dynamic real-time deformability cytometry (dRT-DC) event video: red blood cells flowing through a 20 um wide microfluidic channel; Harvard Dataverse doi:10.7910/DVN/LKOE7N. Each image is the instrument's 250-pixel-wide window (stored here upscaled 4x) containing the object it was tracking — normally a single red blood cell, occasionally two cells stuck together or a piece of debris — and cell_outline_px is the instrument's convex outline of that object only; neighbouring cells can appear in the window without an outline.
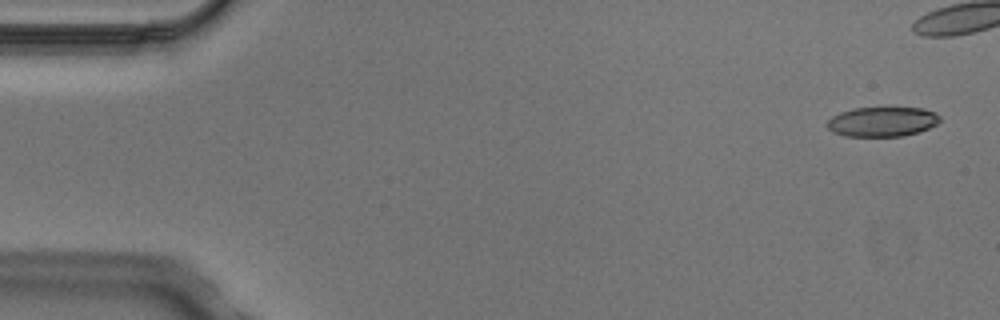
{"species": "Egyptian fruit bat (a non-hibernating species)", "species_latin": "Rousettus aegyptiacus", "temperature_condition": "cold", "stored_images_in_passage": 5, "camera_frame_rate_fps": 3000, "um_per_image_px": 0.085, "animal": {"sex": "male"}, "frame": {"image": 1, "passage_image": 1, "time_ms": 0.0, "image_size_px": [1000, 320], "cell_outline_px": [[940, 120], [936, 124], [920, 132], [904, 136], [844, 136], [832, 132], [828, 128], [828, 120], [832, 116], [840, 112], [852, 108], [924, 108], [936, 112], [940, 116]], "centroid_in_image_um": [75.0, 10.34], "position_along_channel_um": 10.0, "area_um2": 19.59}}
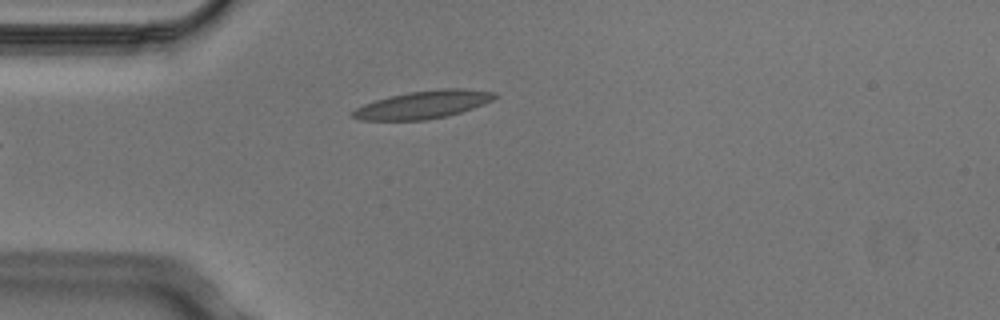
{"frame": {"image": 2, "passage_image": 5, "time_ms": 1.333, "image_size_px": [1000, 320], "cell_outline_px": [[500, 96], [484, 104], [460, 112], [444, 116], [424, 120], [360, 120], [352, 116], [352, 112], [356, 108], [364, 104], [388, 96], [408, 92], [444, 88], [464, 88], [496, 92]], "centroid_in_image_um": [36.0, 8.88], "position_along_channel_um": 49.0, "area_um2": 22.95}}